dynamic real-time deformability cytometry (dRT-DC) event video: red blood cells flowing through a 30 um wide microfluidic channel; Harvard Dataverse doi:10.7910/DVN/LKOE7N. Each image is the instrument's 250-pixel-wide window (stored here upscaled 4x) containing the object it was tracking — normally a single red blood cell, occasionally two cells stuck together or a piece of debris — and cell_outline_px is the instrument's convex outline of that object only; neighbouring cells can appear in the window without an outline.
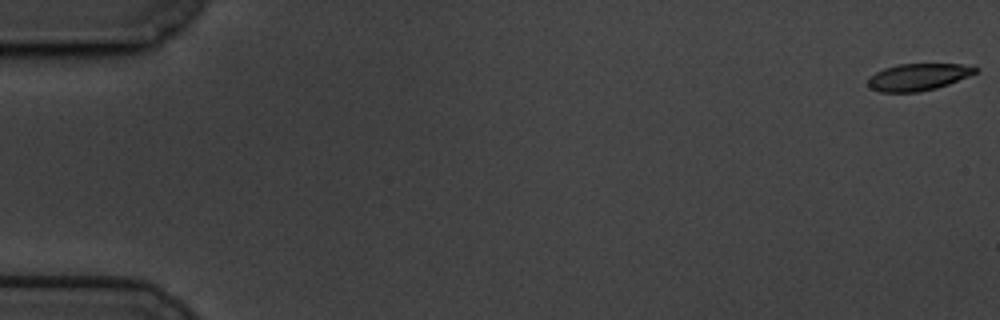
{"species": "common noctule bat (a hibernating species)", "species_latin": "Nyctalus noctula", "temperature_condition": "cold", "stored_images_in_passage": 12, "camera_frame_rate_fps": 3000, "um_per_image_px": 0.085, "animal": {"sex": "male", "body_mass_g": 19.5, "forearm_length_mm": 54.6}, "frame": {"image": 1, "passage_image": 1, "time_ms": 0.0, "image_size_px": [1000, 320], "cell_outline_px": [[980, 68], [976, 72], [968, 76], [948, 84], [936, 88], [916, 92], [880, 92], [872, 88], [868, 84], [868, 80], [876, 72], [884, 68], [900, 64], [960, 64]], "centroid_in_image_um": [78.05, 6.54], "position_along_channel_um": 7.0, "area_um2": 16.59}}